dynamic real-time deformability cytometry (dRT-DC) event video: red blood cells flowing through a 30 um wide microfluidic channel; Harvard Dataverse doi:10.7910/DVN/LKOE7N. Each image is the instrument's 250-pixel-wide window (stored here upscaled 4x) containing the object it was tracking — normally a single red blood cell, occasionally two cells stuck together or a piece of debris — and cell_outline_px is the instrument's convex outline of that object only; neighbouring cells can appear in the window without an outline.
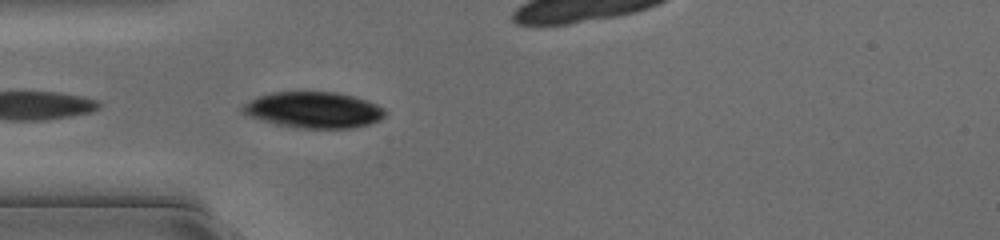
{"species": "common noctule bat (a hibernating species)", "species_latin": "Nyctalus noctula", "temperature_condition": "cold", "stored_images_in_passage": 15, "camera_frame_rate_fps": 3000, "um_per_image_px": 0.085, "animal": {"sex": "female", "body_mass_g": 17.0, "forearm_length_mm": 48.0}, "frame": {"image": 1, "passage_image": 12, "time_ms": 3.667, "image_size_px": [1000, 240], "cell_outline_px": [[384, 116], [380, 120], [368, 124], [352, 128], [296, 128], [276, 124], [252, 116], [244, 112], [240, 108], [244, 104], [256, 96], [272, 92], [336, 92], [352, 96], [376, 104], [384, 108]], "centroid_in_image_um": [26.66, 9.34], "position_along_channel_um": 58.3, "area_um2": 29.65}}